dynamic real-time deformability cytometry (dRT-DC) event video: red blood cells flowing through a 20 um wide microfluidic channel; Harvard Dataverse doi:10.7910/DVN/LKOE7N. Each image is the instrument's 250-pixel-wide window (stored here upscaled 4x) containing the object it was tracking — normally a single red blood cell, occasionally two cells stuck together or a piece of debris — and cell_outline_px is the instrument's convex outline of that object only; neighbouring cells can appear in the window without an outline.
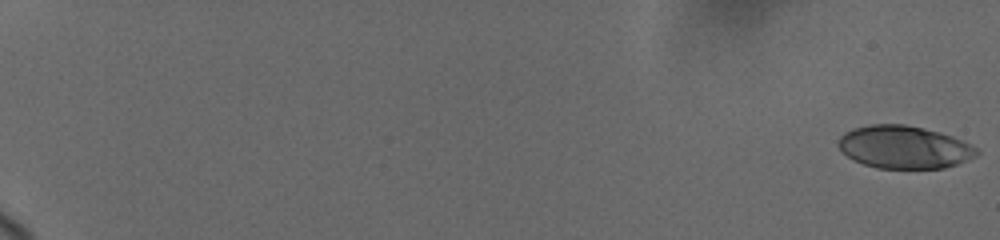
{"species": "human", "species_latin": "Homo sapiens", "temperature_condition": "cold", "stored_images_in_passage": 27, "camera_frame_rate_fps": 3000, "um_per_image_px": 0.085, "donor": {"sex": "female"}, "frame": {"image": 1, "passage_image": 1, "time_ms": 0.0, "image_size_px": [1000, 240], "cell_outline_px": [[980, 152], [976, 156], [956, 164], [944, 168], [876, 168], [852, 160], [836, 144], [840, 136], [844, 132], [852, 128], [872, 124], [904, 124], [924, 128], [940, 132], [952, 136], [972, 144], [980, 148]], "centroid_in_image_um": [76.86, 12.5], "position_along_channel_um": 8.1, "area_um2": 34.68}}
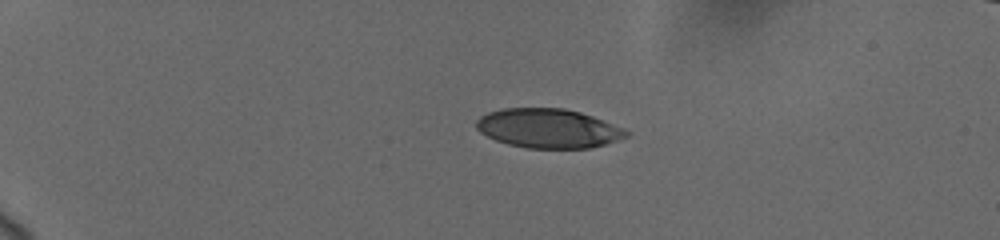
{"frame": {"image": 2, "passage_image": 17, "time_ms": 5.0, "image_size_px": [1000, 240], "cell_outline_px": [[628, 136], [604, 144], [588, 148], [528, 148], [508, 144], [496, 140], [480, 132], [476, 128], [476, 120], [480, 116], [488, 112], [504, 108], [564, 108], [580, 112], [592, 116], [624, 128], [628, 132]], "centroid_in_image_um": [46.58, 10.9], "position_along_channel_um": 38.4, "area_um2": 34.1}}